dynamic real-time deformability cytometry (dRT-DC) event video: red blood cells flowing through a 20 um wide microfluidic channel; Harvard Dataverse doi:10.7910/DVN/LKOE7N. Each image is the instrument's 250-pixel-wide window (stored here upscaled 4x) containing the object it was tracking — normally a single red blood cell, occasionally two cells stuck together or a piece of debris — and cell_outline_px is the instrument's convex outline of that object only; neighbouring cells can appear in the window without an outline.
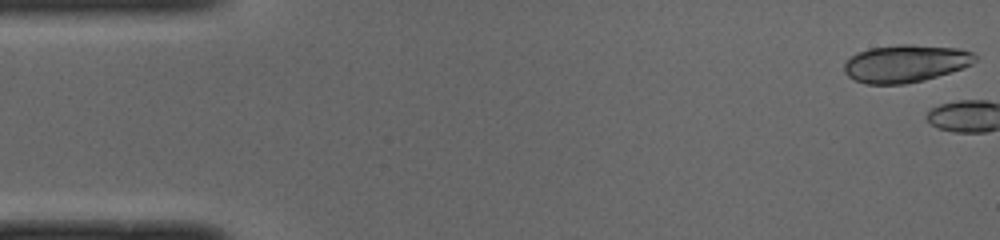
{"species": "common noctule bat (a hibernating species)", "species_latin": "Nyctalus noctula", "temperature_condition": "cold", "stored_images_in_passage": 2, "camera_frame_rate_fps": 3000, "um_per_image_px": 0.085, "animal": {"sex": "male", "body_mass_g": 19.0, "forearm_length_mm": 50.8}, "frame": {"image": 1, "passage_image": 1, "time_ms": 0.0, "image_size_px": [1000, 240], "cell_outline_px": [[976, 60], [972, 64], [924, 80], [904, 84], [864, 84], [848, 76], [844, 72], [844, 64], [856, 52], [872, 48], [900, 44], [912, 44], [960, 48], [972, 52], [976, 56]], "centroid_in_image_um": [76.96, 5.39], "position_along_channel_um": 8.0, "area_um2": 28.5}}